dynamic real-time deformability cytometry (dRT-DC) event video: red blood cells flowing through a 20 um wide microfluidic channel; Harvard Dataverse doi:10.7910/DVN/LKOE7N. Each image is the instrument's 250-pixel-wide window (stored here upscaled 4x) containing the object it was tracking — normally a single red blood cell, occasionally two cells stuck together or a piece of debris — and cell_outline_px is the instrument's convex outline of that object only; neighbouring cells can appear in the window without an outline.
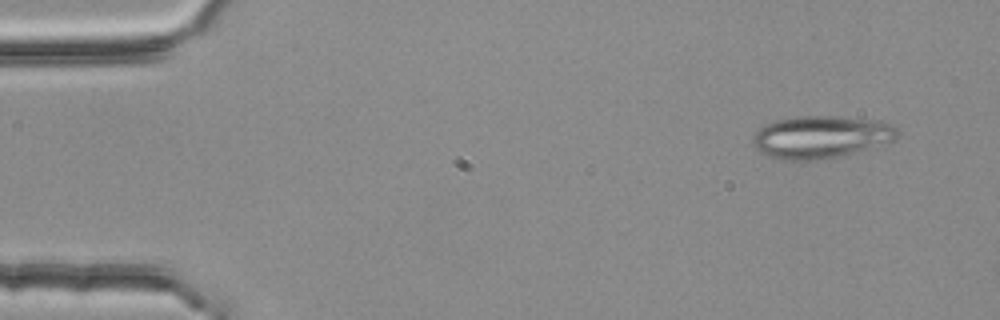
{"species": "common noctule bat (a hibernating species)", "species_latin": "Nyctalus noctula", "temperature_condition": "room temperature", "stored_images_in_passage": 4, "camera_frame_rate_fps": 3000, "um_per_image_px": 0.085, "animal": {"sex": "female", "body_mass_g": 25.1}, "frame": {"image": 1, "passage_image": 4, "time_ms": 1.0, "image_size_px": [1000, 320], "cell_outline_px": [[900, 132], [892, 140], [868, 148], [836, 156], [808, 160], [788, 160], [772, 156], [760, 152], [752, 144], [752, 140], [756, 132], [764, 124], [776, 120], [796, 116], [840, 116], [888, 120]], "centroid_in_image_um": [69.79, 11.59], "position_along_channel_um": 15.2, "area_um2": 35.55}}